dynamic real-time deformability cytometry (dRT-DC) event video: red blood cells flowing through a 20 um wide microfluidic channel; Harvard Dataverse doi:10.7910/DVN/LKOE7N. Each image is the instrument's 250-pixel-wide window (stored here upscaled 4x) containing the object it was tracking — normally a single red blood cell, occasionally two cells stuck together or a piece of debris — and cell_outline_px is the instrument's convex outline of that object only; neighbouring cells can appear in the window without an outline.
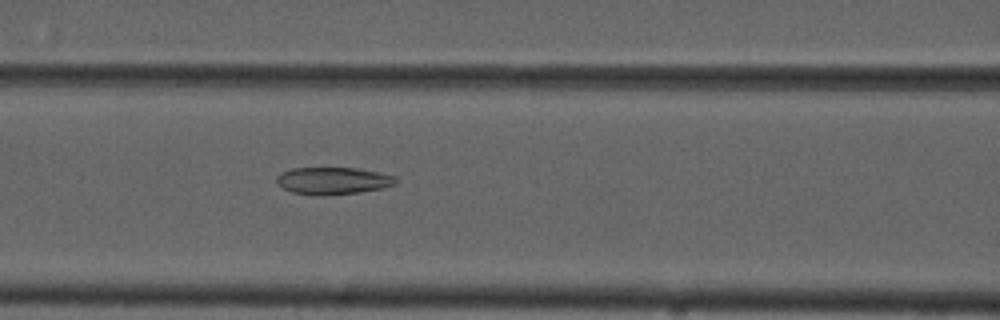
{"species": "common noctule bat (a hibernating species)", "species_latin": "Nyctalus noctula", "temperature_condition": "cold", "stored_images_in_passage": 55, "camera_frame_rate_fps": 3000, "um_per_image_px": 0.085, "animal": {"sex": "male", "forearm_length_mm": 52.5}, "frame": {"image": 1, "passage_image": 24, "time_ms": 7.667, "image_size_px": [1000, 320], "cell_outline_px": [[396, 184], [384, 188], [360, 192], [292, 192], [276, 184], [276, 176], [292, 168], [356, 168], [396, 176]], "centroid_in_image_um": [28.34, 15.31], "position_along_channel_um": 138.3, "area_um2": 17.86}}
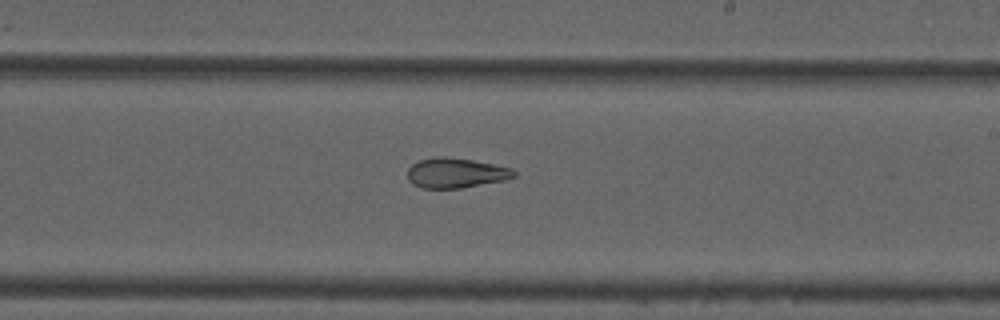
{"frame": {"image": 2, "passage_image": 33, "time_ms": 10.667, "image_size_px": [1000, 320], "cell_outline_px": [[516, 176], [504, 180], [460, 188], [420, 188], [412, 184], [408, 180], [408, 168], [412, 164], [420, 160], [436, 156], [444, 156], [472, 160], [512, 168], [516, 172]], "centroid_in_image_um": [38.72, 14.7], "position_along_channel_um": 250.3, "area_um2": 18.55}}
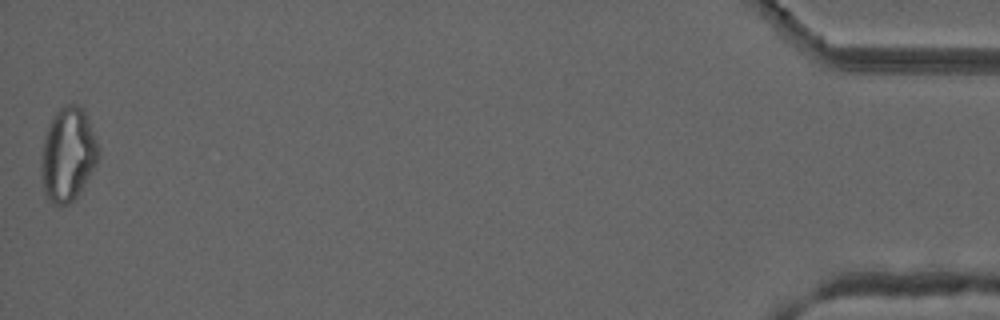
{"frame": {"image": 3, "passage_image": 55, "time_ms": 18.0, "image_size_px": [1000, 320], "cell_outline_px": [[100, 148], [96, 160], [80, 192], [68, 204], [52, 204], [48, 200], [44, 192], [40, 172], [40, 168], [44, 140], [48, 124], [52, 116], [64, 104], [76, 104], [84, 108]], "centroid_in_image_um": [5.75, 13.09], "position_along_channel_um": 429.5, "area_um2": 31.1}, "authors_computed_cell_mechanics": {"area_um2": 23.1778, "velocity_mm_per_s": 3.7378, "shape_relaxation_time_tau1_ms": 6.8136, "shape_relaxation_time_tau2_ms": 3.3757, "deformation_change_tau1": 0.1895, "deformation_change_tau2": 0.1209}}